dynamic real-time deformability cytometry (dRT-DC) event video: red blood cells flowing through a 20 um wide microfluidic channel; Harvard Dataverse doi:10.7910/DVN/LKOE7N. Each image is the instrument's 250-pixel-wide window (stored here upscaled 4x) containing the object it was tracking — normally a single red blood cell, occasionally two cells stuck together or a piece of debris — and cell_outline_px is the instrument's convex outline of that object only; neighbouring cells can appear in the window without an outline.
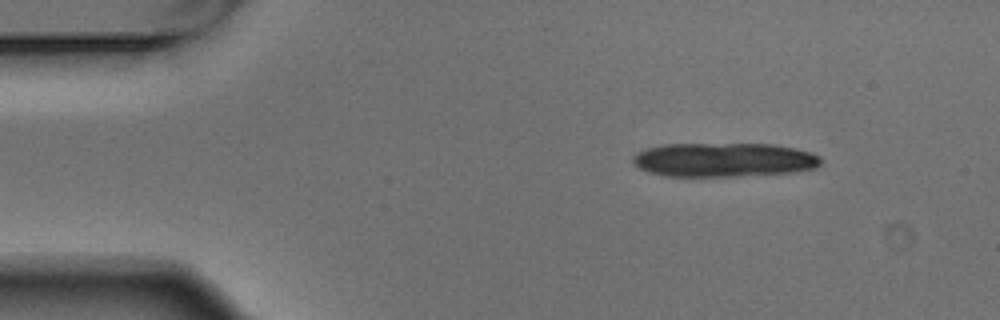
{"species": "Egyptian fruit bat (a non-hibernating species)", "species_latin": "Rousettus aegyptiacus", "temperature_condition": "warm", "stored_images_in_passage": 7, "camera_frame_rate_fps": 3000, "um_per_image_px": 0.085, "animal": {"sex": "male"}, "frame": {"image": 1, "passage_image": 1, "time_ms": 0.0, "image_size_px": [1000, 320], "cell_outline_px": [[824, 160], [816, 168], [792, 172], [740, 176], [664, 176], [648, 172], [632, 164], [632, 156], [636, 152], [644, 148], [660, 144], [772, 144], [812, 152], [820, 156]], "centroid_in_image_um": [61.49, 13.58], "position_along_channel_um": 23.5, "area_um2": 37.74}}
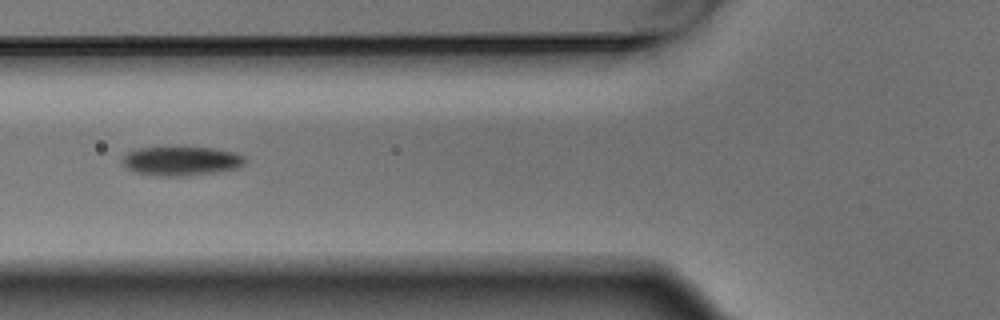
{"frame": {"image": 2, "passage_image": 5, "time_ms": 1.333, "image_size_px": [1000, 320], "cell_outline_px": [[244, 164], [240, 168], [184, 176], [160, 176], [132, 172], [120, 164], [120, 160], [128, 152], [136, 148], [212, 148], [236, 152], [244, 156]], "centroid_in_image_um": [15.35, 13.69], "position_along_channel_um": 110.4, "area_um2": 20.81}}
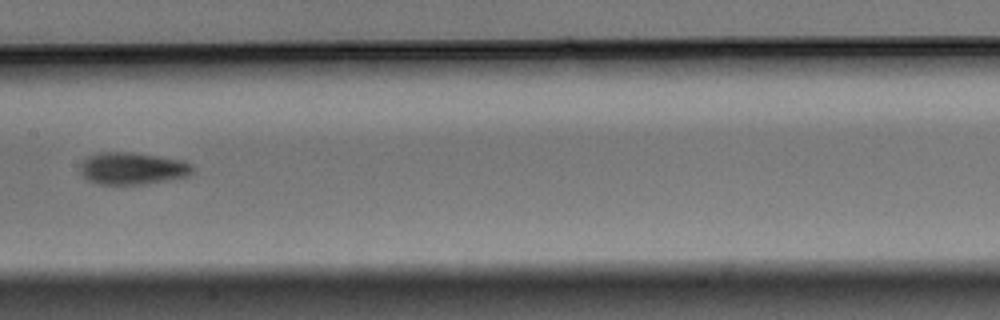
{"frame": {"image": 3, "passage_image": 7, "time_ms": 2.0, "image_size_px": [1000, 320], "cell_outline_px": [[192, 172], [188, 176], [144, 184], [100, 184], [88, 180], [80, 172], [80, 164], [88, 156], [100, 152], [132, 152], [156, 156], [176, 160], [192, 164]], "centroid_in_image_um": [11.21, 14.32], "position_along_channel_um": 196.2, "area_um2": 20.69}}